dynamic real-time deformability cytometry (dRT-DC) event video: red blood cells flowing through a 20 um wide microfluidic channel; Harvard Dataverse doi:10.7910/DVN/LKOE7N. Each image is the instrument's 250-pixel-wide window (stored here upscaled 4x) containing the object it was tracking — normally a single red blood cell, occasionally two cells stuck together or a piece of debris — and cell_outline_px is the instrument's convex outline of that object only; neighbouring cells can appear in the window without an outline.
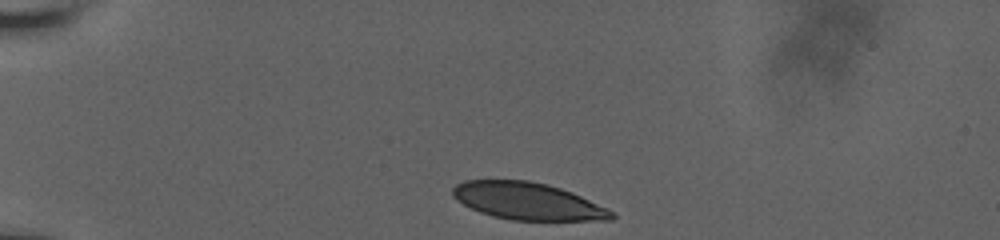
{"species": "human", "species_latin": "Homo sapiens", "temperature_condition": "room temperature", "stored_images_in_passage": 6, "camera_frame_rate_fps": 3000, "um_per_image_px": 0.085, "donor": {"sex": "male"}, "frame": {"image": 1, "passage_image": 1, "time_ms": 0.0, "image_size_px": [1000, 240], "cell_outline_px": [[616, 216], [612, 220], [512, 220], [492, 216], [480, 212], [456, 200], [452, 196], [452, 188], [456, 184], [464, 180], [528, 180], [548, 184], [572, 192], [608, 208]], "centroid_in_image_um": [44.85, 17.09], "position_along_channel_um": 40.2, "area_um2": 34.45}}
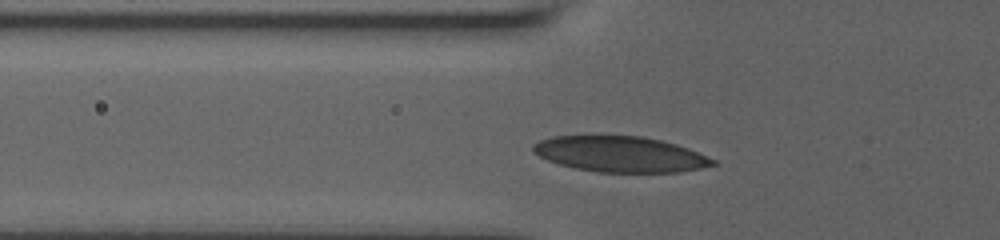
{"frame": {"image": 2, "passage_image": 5, "time_ms": 2.333, "image_size_px": [1000, 240], "cell_outline_px": [[716, 164], [700, 168], [680, 172], [596, 172], [576, 168], [560, 164], [548, 160], [532, 152], [532, 144], [540, 140], [552, 136], [640, 136], [660, 140], [676, 144], [688, 148], [716, 160]], "centroid_in_image_um": [52.71, 13.1], "position_along_channel_um": 73.1, "area_um2": 37.17}}